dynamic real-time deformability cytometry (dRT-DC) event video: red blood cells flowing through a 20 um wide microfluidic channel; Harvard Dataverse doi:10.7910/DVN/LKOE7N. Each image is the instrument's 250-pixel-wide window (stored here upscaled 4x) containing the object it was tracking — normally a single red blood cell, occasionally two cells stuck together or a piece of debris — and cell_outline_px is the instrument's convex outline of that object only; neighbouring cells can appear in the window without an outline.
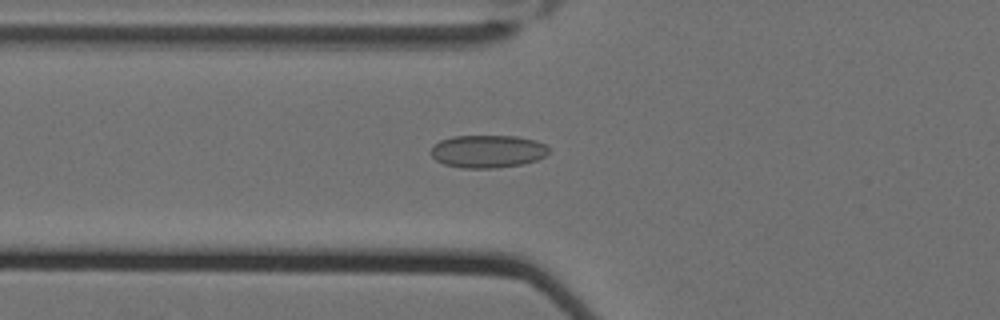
{"species": "Egyptian fruit bat (a non-hibernating species)", "species_latin": "Rousettus aegyptiacus", "temperature_condition": "cold", "stored_images_in_passage": 39, "camera_frame_rate_fps": 3000, "um_per_image_px": 0.085, "animal": {"sex": "female"}, "frame": {"image": 1, "passage_image": 3, "time_ms": 0.667, "image_size_px": [1000, 320], "cell_outline_px": [[548, 152], [544, 156], [536, 160], [520, 164], [496, 168], [460, 168], [444, 164], [436, 160], [432, 156], [432, 144], [440, 140], [452, 136], [516, 136], [536, 140], [544, 144], [548, 148]], "centroid_in_image_um": [41.42, 12.86], "position_along_channel_um": 84.4, "area_um2": 22.48}}
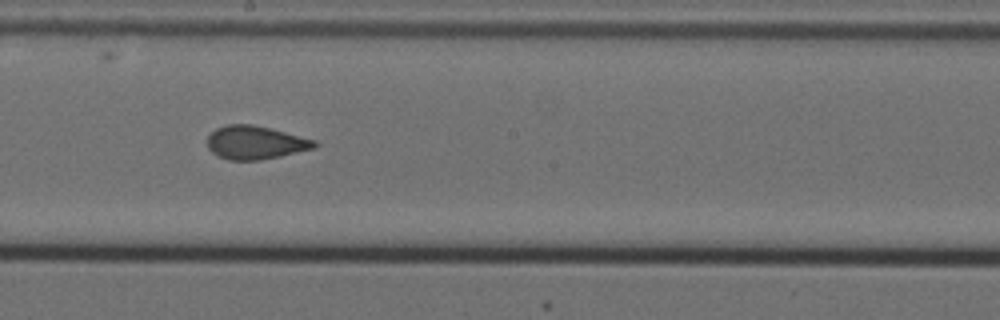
{"frame": {"image": 2, "passage_image": 15, "time_ms": 4.667, "image_size_px": [1000, 320], "cell_outline_px": [[320, 144], [316, 148], [280, 156], [260, 160], [228, 160], [212, 152], [208, 148], [208, 136], [216, 128], [228, 124], [252, 124], [316, 140]], "centroid_in_image_um": [21.73, 12.12], "position_along_channel_um": 226.5, "area_um2": 20.75}}
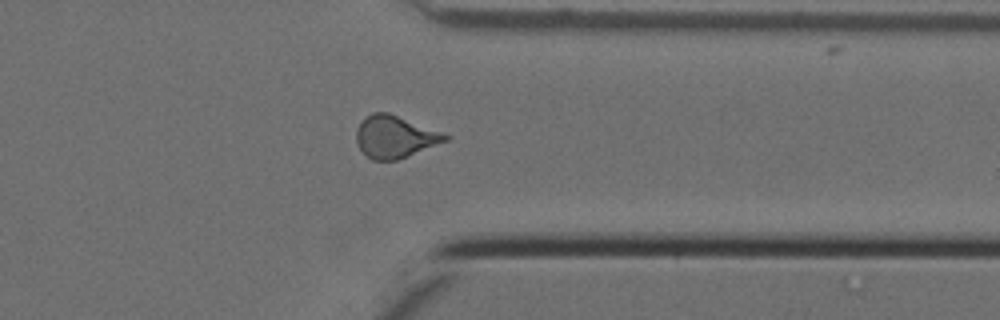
{"frame": {"image": 3, "passage_image": 28, "time_ms": 9.0, "image_size_px": [1000, 320], "cell_outline_px": [[448, 140], [396, 160], [372, 160], [360, 148], [356, 140], [356, 128], [360, 120], [364, 116], [372, 112], [388, 112], [440, 132], [448, 136]], "centroid_in_image_um": [33.49, 11.6], "position_along_channel_um": 377.9, "area_um2": 21.5}, "authors_computed_cell_mechanics": {"area_um2": 20.7502, "velocity_mm_per_s": 3.5233, "shape_relaxation_time_tau1_ms": null, "shape_relaxation_time_tau2_ms": 1.5951, "deformation_change_tau1": null, "deformation_change_tau2": 0.0864}}